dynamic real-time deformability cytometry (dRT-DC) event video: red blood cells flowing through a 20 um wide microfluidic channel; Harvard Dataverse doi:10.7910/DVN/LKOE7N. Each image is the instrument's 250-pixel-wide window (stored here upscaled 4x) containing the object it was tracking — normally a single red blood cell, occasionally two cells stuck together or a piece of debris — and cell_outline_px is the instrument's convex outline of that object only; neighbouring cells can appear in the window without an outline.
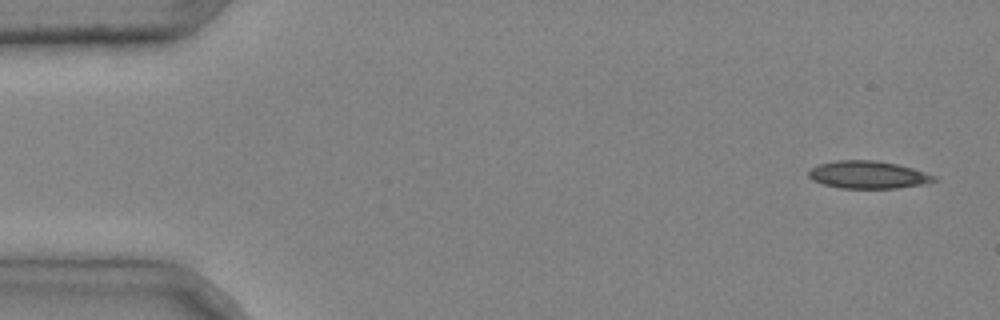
{"species": "common noctule bat (a hibernating species)", "species_latin": "Nyctalus noctula", "temperature_condition": "cold", "stored_images_in_passage": 4, "camera_frame_rate_fps": 3000, "um_per_image_px": 0.085, "animal": {"sex": "male", "body_mass_g": 20.4}, "frame": {"image": 1, "passage_image": 1, "time_ms": 0.0, "image_size_px": [1000, 320], "cell_outline_px": [[936, 180], [924, 184], [896, 188], [840, 188], [824, 184], [812, 180], [808, 176], [808, 172], [812, 168], [820, 164], [836, 160], [872, 160], [896, 164], [912, 168], [936, 176]], "centroid_in_image_um": [73.77, 14.86], "position_along_channel_um": 11.2, "area_um2": 19.94}}
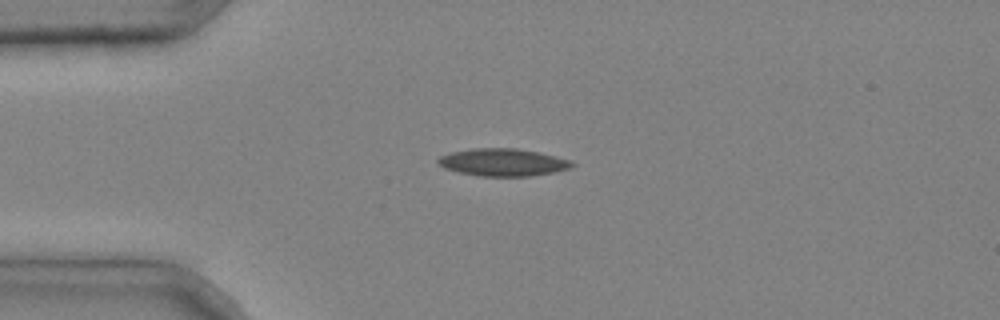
{"frame": {"image": 2, "passage_image": 3, "time_ms": 0.667, "image_size_px": [1000, 320], "cell_outline_px": [[576, 164], [572, 168], [556, 172], [528, 176], [480, 176], [460, 172], [444, 168], [436, 160], [440, 156], [452, 152], [472, 148], [516, 148], [540, 152], [568, 160]], "centroid_in_image_um": [42.77, 13.79], "position_along_channel_um": 42.2, "area_um2": 21.39}}
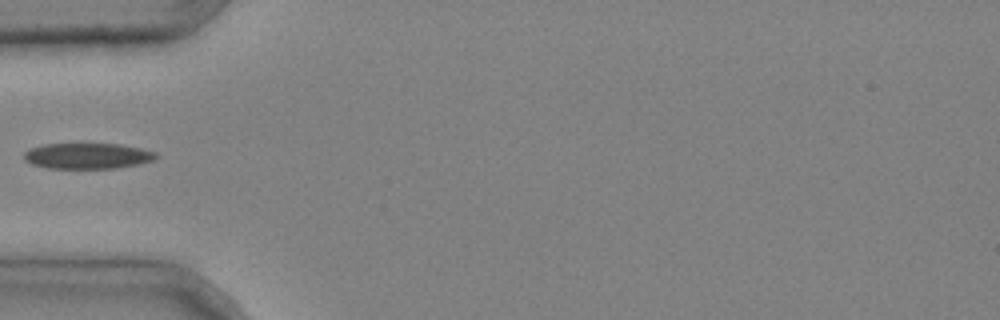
{"frame": {"image": 3, "passage_image": 4, "time_ms": 1.0, "image_size_px": [1000, 320], "cell_outline_px": [[160, 156], [152, 160], [136, 164], [112, 168], [48, 168], [32, 164], [24, 160], [24, 152], [28, 148], [44, 144], [80, 140], [120, 144], [140, 148], [156, 152]], "centroid_in_image_um": [7.38, 13.18], "position_along_channel_um": 77.6, "area_um2": 20.81}}